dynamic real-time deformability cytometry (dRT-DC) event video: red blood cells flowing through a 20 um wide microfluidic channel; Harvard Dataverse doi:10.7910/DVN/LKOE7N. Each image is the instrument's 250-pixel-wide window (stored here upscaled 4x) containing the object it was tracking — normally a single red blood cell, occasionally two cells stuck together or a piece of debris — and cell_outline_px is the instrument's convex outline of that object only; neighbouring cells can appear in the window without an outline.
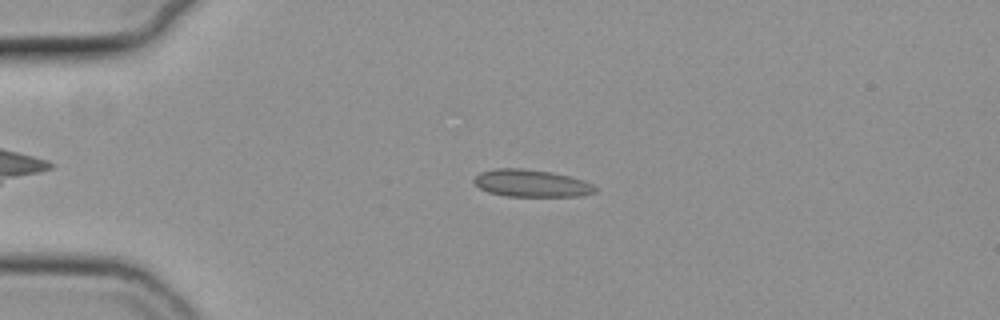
{"species": "common noctule bat (a hibernating species)", "species_latin": "Nyctalus noctula", "temperature_condition": "cold", "stored_images_in_passage": 55, "camera_frame_rate_fps": 3000, "um_per_image_px": 0.085, "animal": {"sex": "female", "body_mass_g": 19.3, "forearm_length_mm": 54.1}, "frame": {"image": 1, "passage_image": 13, "time_ms": 4.0, "image_size_px": [1000, 320], "cell_outline_px": [[600, 188], [596, 192], [584, 196], [508, 196], [488, 192], [480, 188], [472, 180], [480, 172], [496, 168], [524, 168], [552, 172], [584, 180]], "centroid_in_image_um": [45.21, 15.58], "position_along_channel_um": 39.8, "area_um2": 19.42}}
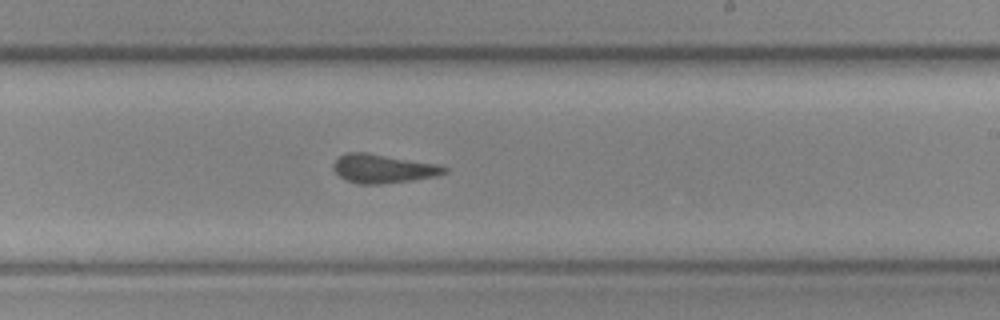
{"frame": {"image": 2, "passage_image": 33, "time_ms": 10.667, "image_size_px": [1000, 320], "cell_outline_px": [[448, 172], [436, 176], [412, 180], [384, 184], [356, 184], [340, 176], [332, 168], [332, 164], [340, 156], [348, 152], [364, 152], [436, 164], [448, 168]], "centroid_in_image_um": [32.55, 14.34], "position_along_channel_um": 256.5, "area_um2": 18.44}}
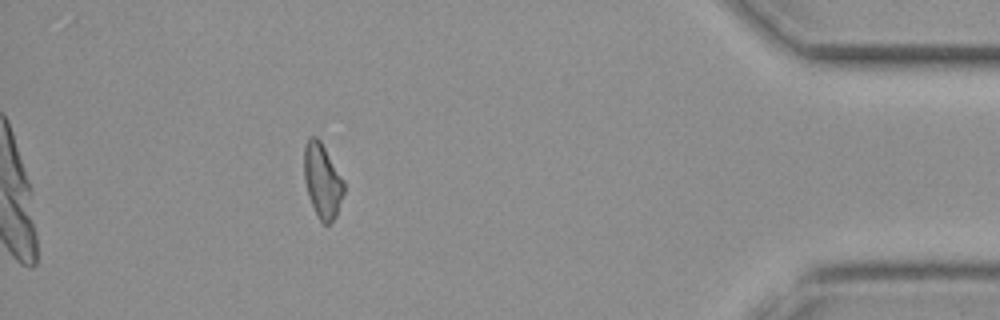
{"frame": {"image": 3, "passage_image": 49, "time_ms": 16.0, "image_size_px": [1000, 320], "cell_outline_px": [[344, 192], [336, 216], [328, 224], [324, 224], [320, 220], [308, 196], [304, 180], [304, 144], [308, 136], [316, 136], [320, 140], [344, 180]], "centroid_in_image_um": [27.39, 15.32], "position_along_channel_um": 407.8, "area_um2": 17.22}, "authors_computed_cell_mechanics": {"area_um2": 18.785, "velocity_mm_per_s": 3.788, "shape_relaxation_time_tau1_ms": 6.1826, "shape_relaxation_time_tau2_ms": 1.5352, "deformation_change_tau1": 0.1186, "deformation_change_tau2": 0.0868}}